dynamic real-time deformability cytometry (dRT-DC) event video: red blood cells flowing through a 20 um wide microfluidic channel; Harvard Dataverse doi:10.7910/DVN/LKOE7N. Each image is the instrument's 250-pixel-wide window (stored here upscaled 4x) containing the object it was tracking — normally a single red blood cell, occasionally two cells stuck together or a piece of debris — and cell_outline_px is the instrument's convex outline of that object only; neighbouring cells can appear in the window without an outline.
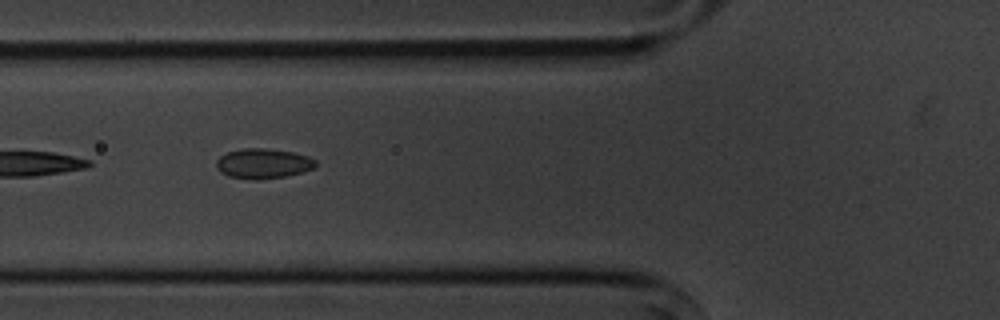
{"species": "common noctule bat (a hibernating species)", "species_latin": "Nyctalus noctula", "temperature_condition": "cold", "stored_images_in_passage": 6, "camera_frame_rate_fps": 3000, "um_per_image_px": 0.085, "animal": {"sex": "male", "body_mass_g": 20.1, "forearm_length_mm": 53.5}, "frame": {"image": 1, "passage_image": 6, "time_ms": 5.667, "image_size_px": [1000, 320], "cell_outline_px": [[316, 168], [284, 176], [228, 176], [220, 172], [216, 168], [216, 160], [220, 156], [228, 152], [240, 148], [264, 148], [292, 152], [308, 156], [316, 160]], "centroid_in_image_um": [22.37, 13.83], "position_along_channel_um": 103.4, "area_um2": 16.53}}